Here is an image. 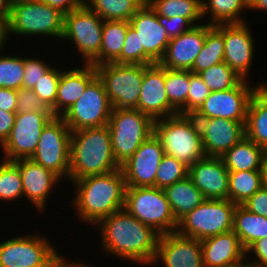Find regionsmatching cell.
<instances>
[{
	"instance_id": "1",
	"label": "cell",
	"mask_w": 267,
	"mask_h": 267,
	"mask_svg": "<svg viewBox=\"0 0 267 267\" xmlns=\"http://www.w3.org/2000/svg\"><path fill=\"white\" fill-rule=\"evenodd\" d=\"M103 249L123 260L142 265L153 263L160 234L143 224L125 208L101 219Z\"/></svg>"
},
{
	"instance_id": "2",
	"label": "cell",
	"mask_w": 267,
	"mask_h": 267,
	"mask_svg": "<svg viewBox=\"0 0 267 267\" xmlns=\"http://www.w3.org/2000/svg\"><path fill=\"white\" fill-rule=\"evenodd\" d=\"M72 182L77 189L73 205L78 218L86 223L97 224L101 219L124 208L126 183L121 169Z\"/></svg>"
},
{
	"instance_id": "3",
	"label": "cell",
	"mask_w": 267,
	"mask_h": 267,
	"mask_svg": "<svg viewBox=\"0 0 267 267\" xmlns=\"http://www.w3.org/2000/svg\"><path fill=\"white\" fill-rule=\"evenodd\" d=\"M120 169L114 158L108 126L72 131L69 180Z\"/></svg>"
},
{
	"instance_id": "4",
	"label": "cell",
	"mask_w": 267,
	"mask_h": 267,
	"mask_svg": "<svg viewBox=\"0 0 267 267\" xmlns=\"http://www.w3.org/2000/svg\"><path fill=\"white\" fill-rule=\"evenodd\" d=\"M154 134L161 141L164 154L188 167L205 157L200 128L193 115L178 113L154 120Z\"/></svg>"
},
{
	"instance_id": "5",
	"label": "cell",
	"mask_w": 267,
	"mask_h": 267,
	"mask_svg": "<svg viewBox=\"0 0 267 267\" xmlns=\"http://www.w3.org/2000/svg\"><path fill=\"white\" fill-rule=\"evenodd\" d=\"M114 158L119 165L154 133V120L137 109L112 108L107 124Z\"/></svg>"
},
{
	"instance_id": "6",
	"label": "cell",
	"mask_w": 267,
	"mask_h": 267,
	"mask_svg": "<svg viewBox=\"0 0 267 267\" xmlns=\"http://www.w3.org/2000/svg\"><path fill=\"white\" fill-rule=\"evenodd\" d=\"M64 13L39 0L12 3L7 35H44L62 38Z\"/></svg>"
},
{
	"instance_id": "7",
	"label": "cell",
	"mask_w": 267,
	"mask_h": 267,
	"mask_svg": "<svg viewBox=\"0 0 267 267\" xmlns=\"http://www.w3.org/2000/svg\"><path fill=\"white\" fill-rule=\"evenodd\" d=\"M236 204L229 199H205L198 207L183 216L176 233L197 240H204L233 230Z\"/></svg>"
},
{
	"instance_id": "8",
	"label": "cell",
	"mask_w": 267,
	"mask_h": 267,
	"mask_svg": "<svg viewBox=\"0 0 267 267\" xmlns=\"http://www.w3.org/2000/svg\"><path fill=\"white\" fill-rule=\"evenodd\" d=\"M124 208L160 235L176 232L178 222L161 188L126 187Z\"/></svg>"
},
{
	"instance_id": "9",
	"label": "cell",
	"mask_w": 267,
	"mask_h": 267,
	"mask_svg": "<svg viewBox=\"0 0 267 267\" xmlns=\"http://www.w3.org/2000/svg\"><path fill=\"white\" fill-rule=\"evenodd\" d=\"M112 108L135 109L140 95L143 65L114 62L95 67Z\"/></svg>"
},
{
	"instance_id": "10",
	"label": "cell",
	"mask_w": 267,
	"mask_h": 267,
	"mask_svg": "<svg viewBox=\"0 0 267 267\" xmlns=\"http://www.w3.org/2000/svg\"><path fill=\"white\" fill-rule=\"evenodd\" d=\"M71 131L64 119L54 116L43 127L36 151L30 158L60 179H69Z\"/></svg>"
},
{
	"instance_id": "11",
	"label": "cell",
	"mask_w": 267,
	"mask_h": 267,
	"mask_svg": "<svg viewBox=\"0 0 267 267\" xmlns=\"http://www.w3.org/2000/svg\"><path fill=\"white\" fill-rule=\"evenodd\" d=\"M112 106L102 80L97 75L77 101L61 116L70 131L106 126Z\"/></svg>"
},
{
	"instance_id": "12",
	"label": "cell",
	"mask_w": 267,
	"mask_h": 267,
	"mask_svg": "<svg viewBox=\"0 0 267 267\" xmlns=\"http://www.w3.org/2000/svg\"><path fill=\"white\" fill-rule=\"evenodd\" d=\"M103 22L85 4L64 14L62 38L76 44L77 50L85 59L84 64H90L100 53Z\"/></svg>"
},
{
	"instance_id": "13",
	"label": "cell",
	"mask_w": 267,
	"mask_h": 267,
	"mask_svg": "<svg viewBox=\"0 0 267 267\" xmlns=\"http://www.w3.org/2000/svg\"><path fill=\"white\" fill-rule=\"evenodd\" d=\"M243 79L236 87L224 91H214L193 114L196 119L224 118L246 123L247 108L250 99L259 85H248Z\"/></svg>"
},
{
	"instance_id": "14",
	"label": "cell",
	"mask_w": 267,
	"mask_h": 267,
	"mask_svg": "<svg viewBox=\"0 0 267 267\" xmlns=\"http://www.w3.org/2000/svg\"><path fill=\"white\" fill-rule=\"evenodd\" d=\"M53 117V113H16L14 126L1 144L5 153L3 160L30 159L36 151L43 127Z\"/></svg>"
},
{
	"instance_id": "15",
	"label": "cell",
	"mask_w": 267,
	"mask_h": 267,
	"mask_svg": "<svg viewBox=\"0 0 267 267\" xmlns=\"http://www.w3.org/2000/svg\"><path fill=\"white\" fill-rule=\"evenodd\" d=\"M129 23L138 33L139 64L159 63L170 39L166 29L159 23L156 12L145 2L131 17Z\"/></svg>"
},
{
	"instance_id": "16",
	"label": "cell",
	"mask_w": 267,
	"mask_h": 267,
	"mask_svg": "<svg viewBox=\"0 0 267 267\" xmlns=\"http://www.w3.org/2000/svg\"><path fill=\"white\" fill-rule=\"evenodd\" d=\"M163 156L161 141L153 133L120 165L126 187H156V173Z\"/></svg>"
},
{
	"instance_id": "17",
	"label": "cell",
	"mask_w": 267,
	"mask_h": 267,
	"mask_svg": "<svg viewBox=\"0 0 267 267\" xmlns=\"http://www.w3.org/2000/svg\"><path fill=\"white\" fill-rule=\"evenodd\" d=\"M46 238L34 235L13 237L0 243V267H34L43 264L56 250Z\"/></svg>"
},
{
	"instance_id": "18",
	"label": "cell",
	"mask_w": 267,
	"mask_h": 267,
	"mask_svg": "<svg viewBox=\"0 0 267 267\" xmlns=\"http://www.w3.org/2000/svg\"><path fill=\"white\" fill-rule=\"evenodd\" d=\"M153 120L178 114L170 105L165 90V67L159 63L143 65L139 100L135 108Z\"/></svg>"
},
{
	"instance_id": "19",
	"label": "cell",
	"mask_w": 267,
	"mask_h": 267,
	"mask_svg": "<svg viewBox=\"0 0 267 267\" xmlns=\"http://www.w3.org/2000/svg\"><path fill=\"white\" fill-rule=\"evenodd\" d=\"M196 120L206 157H222L245 137V123L224 118Z\"/></svg>"
},
{
	"instance_id": "20",
	"label": "cell",
	"mask_w": 267,
	"mask_h": 267,
	"mask_svg": "<svg viewBox=\"0 0 267 267\" xmlns=\"http://www.w3.org/2000/svg\"><path fill=\"white\" fill-rule=\"evenodd\" d=\"M160 259V260H159ZM165 267H204L201 240L174 233L159 236L154 263Z\"/></svg>"
},
{
	"instance_id": "21",
	"label": "cell",
	"mask_w": 267,
	"mask_h": 267,
	"mask_svg": "<svg viewBox=\"0 0 267 267\" xmlns=\"http://www.w3.org/2000/svg\"><path fill=\"white\" fill-rule=\"evenodd\" d=\"M247 25L224 24V62L245 80L254 57V38Z\"/></svg>"
},
{
	"instance_id": "22",
	"label": "cell",
	"mask_w": 267,
	"mask_h": 267,
	"mask_svg": "<svg viewBox=\"0 0 267 267\" xmlns=\"http://www.w3.org/2000/svg\"><path fill=\"white\" fill-rule=\"evenodd\" d=\"M188 176L205 199H228L229 171L221 157H204L189 167Z\"/></svg>"
},
{
	"instance_id": "23",
	"label": "cell",
	"mask_w": 267,
	"mask_h": 267,
	"mask_svg": "<svg viewBox=\"0 0 267 267\" xmlns=\"http://www.w3.org/2000/svg\"><path fill=\"white\" fill-rule=\"evenodd\" d=\"M206 37V25H194L190 30L172 38L159 64L172 70H191L202 50Z\"/></svg>"
},
{
	"instance_id": "24",
	"label": "cell",
	"mask_w": 267,
	"mask_h": 267,
	"mask_svg": "<svg viewBox=\"0 0 267 267\" xmlns=\"http://www.w3.org/2000/svg\"><path fill=\"white\" fill-rule=\"evenodd\" d=\"M13 162L20 169L23 196L28 197L36 208L43 210L50 191L60 178L31 159H18Z\"/></svg>"
},
{
	"instance_id": "25",
	"label": "cell",
	"mask_w": 267,
	"mask_h": 267,
	"mask_svg": "<svg viewBox=\"0 0 267 267\" xmlns=\"http://www.w3.org/2000/svg\"><path fill=\"white\" fill-rule=\"evenodd\" d=\"M204 267H225L242 263L246 250L232 230L201 240Z\"/></svg>"
},
{
	"instance_id": "26",
	"label": "cell",
	"mask_w": 267,
	"mask_h": 267,
	"mask_svg": "<svg viewBox=\"0 0 267 267\" xmlns=\"http://www.w3.org/2000/svg\"><path fill=\"white\" fill-rule=\"evenodd\" d=\"M96 76V68L91 64H85L80 69L76 67L67 72L62 71L55 100V116L61 117L77 101Z\"/></svg>"
},
{
	"instance_id": "27",
	"label": "cell",
	"mask_w": 267,
	"mask_h": 267,
	"mask_svg": "<svg viewBox=\"0 0 267 267\" xmlns=\"http://www.w3.org/2000/svg\"><path fill=\"white\" fill-rule=\"evenodd\" d=\"M245 137L261 148H267V85H259L250 99Z\"/></svg>"
},
{
	"instance_id": "28",
	"label": "cell",
	"mask_w": 267,
	"mask_h": 267,
	"mask_svg": "<svg viewBox=\"0 0 267 267\" xmlns=\"http://www.w3.org/2000/svg\"><path fill=\"white\" fill-rule=\"evenodd\" d=\"M163 190L177 222L205 200L203 193L195 187L189 176Z\"/></svg>"
},
{
	"instance_id": "29",
	"label": "cell",
	"mask_w": 267,
	"mask_h": 267,
	"mask_svg": "<svg viewBox=\"0 0 267 267\" xmlns=\"http://www.w3.org/2000/svg\"><path fill=\"white\" fill-rule=\"evenodd\" d=\"M233 231L246 250L256 240L267 237V218L250 212L243 205H237L234 211Z\"/></svg>"
},
{
	"instance_id": "30",
	"label": "cell",
	"mask_w": 267,
	"mask_h": 267,
	"mask_svg": "<svg viewBox=\"0 0 267 267\" xmlns=\"http://www.w3.org/2000/svg\"><path fill=\"white\" fill-rule=\"evenodd\" d=\"M129 25V21L110 20L103 22L100 53L90 63L91 65L96 67L114 62L120 56Z\"/></svg>"
},
{
	"instance_id": "31",
	"label": "cell",
	"mask_w": 267,
	"mask_h": 267,
	"mask_svg": "<svg viewBox=\"0 0 267 267\" xmlns=\"http://www.w3.org/2000/svg\"><path fill=\"white\" fill-rule=\"evenodd\" d=\"M263 148L244 137L221 158L229 172L260 170Z\"/></svg>"
},
{
	"instance_id": "32",
	"label": "cell",
	"mask_w": 267,
	"mask_h": 267,
	"mask_svg": "<svg viewBox=\"0 0 267 267\" xmlns=\"http://www.w3.org/2000/svg\"><path fill=\"white\" fill-rule=\"evenodd\" d=\"M224 62V24H206V37L190 71L195 74Z\"/></svg>"
},
{
	"instance_id": "33",
	"label": "cell",
	"mask_w": 267,
	"mask_h": 267,
	"mask_svg": "<svg viewBox=\"0 0 267 267\" xmlns=\"http://www.w3.org/2000/svg\"><path fill=\"white\" fill-rule=\"evenodd\" d=\"M146 0H84V4L104 21H129Z\"/></svg>"
},
{
	"instance_id": "34",
	"label": "cell",
	"mask_w": 267,
	"mask_h": 267,
	"mask_svg": "<svg viewBox=\"0 0 267 267\" xmlns=\"http://www.w3.org/2000/svg\"><path fill=\"white\" fill-rule=\"evenodd\" d=\"M249 9V0H202V16L211 13L209 25L244 23L240 12Z\"/></svg>"
},
{
	"instance_id": "35",
	"label": "cell",
	"mask_w": 267,
	"mask_h": 267,
	"mask_svg": "<svg viewBox=\"0 0 267 267\" xmlns=\"http://www.w3.org/2000/svg\"><path fill=\"white\" fill-rule=\"evenodd\" d=\"M262 186L260 170L229 172L228 199L243 205Z\"/></svg>"
},
{
	"instance_id": "36",
	"label": "cell",
	"mask_w": 267,
	"mask_h": 267,
	"mask_svg": "<svg viewBox=\"0 0 267 267\" xmlns=\"http://www.w3.org/2000/svg\"><path fill=\"white\" fill-rule=\"evenodd\" d=\"M157 15L167 18L180 16L192 24L202 16V0H146Z\"/></svg>"
},
{
	"instance_id": "37",
	"label": "cell",
	"mask_w": 267,
	"mask_h": 267,
	"mask_svg": "<svg viewBox=\"0 0 267 267\" xmlns=\"http://www.w3.org/2000/svg\"><path fill=\"white\" fill-rule=\"evenodd\" d=\"M189 70L165 68V90L170 105L179 113L186 114V99L189 90Z\"/></svg>"
},
{
	"instance_id": "38",
	"label": "cell",
	"mask_w": 267,
	"mask_h": 267,
	"mask_svg": "<svg viewBox=\"0 0 267 267\" xmlns=\"http://www.w3.org/2000/svg\"><path fill=\"white\" fill-rule=\"evenodd\" d=\"M198 74L211 92L232 89L243 80L225 62L215 64Z\"/></svg>"
},
{
	"instance_id": "39",
	"label": "cell",
	"mask_w": 267,
	"mask_h": 267,
	"mask_svg": "<svg viewBox=\"0 0 267 267\" xmlns=\"http://www.w3.org/2000/svg\"><path fill=\"white\" fill-rule=\"evenodd\" d=\"M23 197L22 177L13 161L0 163V200L13 201Z\"/></svg>"
},
{
	"instance_id": "40",
	"label": "cell",
	"mask_w": 267,
	"mask_h": 267,
	"mask_svg": "<svg viewBox=\"0 0 267 267\" xmlns=\"http://www.w3.org/2000/svg\"><path fill=\"white\" fill-rule=\"evenodd\" d=\"M189 167L174 158L164 154L156 173V187L164 189L188 176Z\"/></svg>"
},
{
	"instance_id": "41",
	"label": "cell",
	"mask_w": 267,
	"mask_h": 267,
	"mask_svg": "<svg viewBox=\"0 0 267 267\" xmlns=\"http://www.w3.org/2000/svg\"><path fill=\"white\" fill-rule=\"evenodd\" d=\"M23 73L24 58L0 56V87L19 90L22 88Z\"/></svg>"
},
{
	"instance_id": "42",
	"label": "cell",
	"mask_w": 267,
	"mask_h": 267,
	"mask_svg": "<svg viewBox=\"0 0 267 267\" xmlns=\"http://www.w3.org/2000/svg\"><path fill=\"white\" fill-rule=\"evenodd\" d=\"M60 69L51 67L42 75V78L37 81L32 88L39 98L51 109L55 116V100L57 97V89L61 75Z\"/></svg>"
},
{
	"instance_id": "43",
	"label": "cell",
	"mask_w": 267,
	"mask_h": 267,
	"mask_svg": "<svg viewBox=\"0 0 267 267\" xmlns=\"http://www.w3.org/2000/svg\"><path fill=\"white\" fill-rule=\"evenodd\" d=\"M211 91L199 74L192 73L189 76V90L186 99V114L193 115Z\"/></svg>"
},
{
	"instance_id": "44",
	"label": "cell",
	"mask_w": 267,
	"mask_h": 267,
	"mask_svg": "<svg viewBox=\"0 0 267 267\" xmlns=\"http://www.w3.org/2000/svg\"><path fill=\"white\" fill-rule=\"evenodd\" d=\"M17 110L16 113L41 112L52 113L51 109L46 105L39 96L29 88H20L17 90Z\"/></svg>"
},
{
	"instance_id": "45",
	"label": "cell",
	"mask_w": 267,
	"mask_h": 267,
	"mask_svg": "<svg viewBox=\"0 0 267 267\" xmlns=\"http://www.w3.org/2000/svg\"><path fill=\"white\" fill-rule=\"evenodd\" d=\"M52 66L41 59L24 58V75L22 81L23 88L32 89L37 81L42 78V75L47 72Z\"/></svg>"
},
{
	"instance_id": "46",
	"label": "cell",
	"mask_w": 267,
	"mask_h": 267,
	"mask_svg": "<svg viewBox=\"0 0 267 267\" xmlns=\"http://www.w3.org/2000/svg\"><path fill=\"white\" fill-rule=\"evenodd\" d=\"M117 64H139L138 33L130 25L120 56L114 61Z\"/></svg>"
},
{
	"instance_id": "47",
	"label": "cell",
	"mask_w": 267,
	"mask_h": 267,
	"mask_svg": "<svg viewBox=\"0 0 267 267\" xmlns=\"http://www.w3.org/2000/svg\"><path fill=\"white\" fill-rule=\"evenodd\" d=\"M159 23L166 29L169 39L178 37L190 30L194 25L187 19L180 16L167 18L157 15Z\"/></svg>"
},
{
	"instance_id": "48",
	"label": "cell",
	"mask_w": 267,
	"mask_h": 267,
	"mask_svg": "<svg viewBox=\"0 0 267 267\" xmlns=\"http://www.w3.org/2000/svg\"><path fill=\"white\" fill-rule=\"evenodd\" d=\"M243 206L250 212L267 218V186H262Z\"/></svg>"
},
{
	"instance_id": "49",
	"label": "cell",
	"mask_w": 267,
	"mask_h": 267,
	"mask_svg": "<svg viewBox=\"0 0 267 267\" xmlns=\"http://www.w3.org/2000/svg\"><path fill=\"white\" fill-rule=\"evenodd\" d=\"M254 253L257 260L259 261H253L252 263H249L252 266L256 267H267V237L256 240L253 244H251L247 249L246 253Z\"/></svg>"
},
{
	"instance_id": "50",
	"label": "cell",
	"mask_w": 267,
	"mask_h": 267,
	"mask_svg": "<svg viewBox=\"0 0 267 267\" xmlns=\"http://www.w3.org/2000/svg\"><path fill=\"white\" fill-rule=\"evenodd\" d=\"M17 90L0 87V109L16 113Z\"/></svg>"
},
{
	"instance_id": "51",
	"label": "cell",
	"mask_w": 267,
	"mask_h": 267,
	"mask_svg": "<svg viewBox=\"0 0 267 267\" xmlns=\"http://www.w3.org/2000/svg\"><path fill=\"white\" fill-rule=\"evenodd\" d=\"M16 113L0 109V145L7 139L15 123Z\"/></svg>"
},
{
	"instance_id": "52",
	"label": "cell",
	"mask_w": 267,
	"mask_h": 267,
	"mask_svg": "<svg viewBox=\"0 0 267 267\" xmlns=\"http://www.w3.org/2000/svg\"><path fill=\"white\" fill-rule=\"evenodd\" d=\"M46 3L51 7L59 9L62 13L66 14L70 11L78 9L84 5V0H39Z\"/></svg>"
},
{
	"instance_id": "53",
	"label": "cell",
	"mask_w": 267,
	"mask_h": 267,
	"mask_svg": "<svg viewBox=\"0 0 267 267\" xmlns=\"http://www.w3.org/2000/svg\"><path fill=\"white\" fill-rule=\"evenodd\" d=\"M70 263L55 251L43 264L34 267H70Z\"/></svg>"
},
{
	"instance_id": "54",
	"label": "cell",
	"mask_w": 267,
	"mask_h": 267,
	"mask_svg": "<svg viewBox=\"0 0 267 267\" xmlns=\"http://www.w3.org/2000/svg\"><path fill=\"white\" fill-rule=\"evenodd\" d=\"M11 1L10 0H0V20L8 22L10 9H11Z\"/></svg>"
},
{
	"instance_id": "55",
	"label": "cell",
	"mask_w": 267,
	"mask_h": 267,
	"mask_svg": "<svg viewBox=\"0 0 267 267\" xmlns=\"http://www.w3.org/2000/svg\"><path fill=\"white\" fill-rule=\"evenodd\" d=\"M260 175L262 178L263 185L267 186V148H265L262 153Z\"/></svg>"
},
{
	"instance_id": "56",
	"label": "cell",
	"mask_w": 267,
	"mask_h": 267,
	"mask_svg": "<svg viewBox=\"0 0 267 267\" xmlns=\"http://www.w3.org/2000/svg\"><path fill=\"white\" fill-rule=\"evenodd\" d=\"M249 9L267 10V0H249Z\"/></svg>"
},
{
	"instance_id": "57",
	"label": "cell",
	"mask_w": 267,
	"mask_h": 267,
	"mask_svg": "<svg viewBox=\"0 0 267 267\" xmlns=\"http://www.w3.org/2000/svg\"><path fill=\"white\" fill-rule=\"evenodd\" d=\"M7 26L6 22L3 20H0V50L3 49L4 42L7 41Z\"/></svg>"
},
{
	"instance_id": "58",
	"label": "cell",
	"mask_w": 267,
	"mask_h": 267,
	"mask_svg": "<svg viewBox=\"0 0 267 267\" xmlns=\"http://www.w3.org/2000/svg\"><path fill=\"white\" fill-rule=\"evenodd\" d=\"M71 263V265H70V267H90V266H86L85 264H82V263H77L76 264V262H70Z\"/></svg>"
},
{
	"instance_id": "59",
	"label": "cell",
	"mask_w": 267,
	"mask_h": 267,
	"mask_svg": "<svg viewBox=\"0 0 267 267\" xmlns=\"http://www.w3.org/2000/svg\"><path fill=\"white\" fill-rule=\"evenodd\" d=\"M246 263L242 262V263H238L235 265H229V266H225V267H243Z\"/></svg>"
},
{
	"instance_id": "60",
	"label": "cell",
	"mask_w": 267,
	"mask_h": 267,
	"mask_svg": "<svg viewBox=\"0 0 267 267\" xmlns=\"http://www.w3.org/2000/svg\"><path fill=\"white\" fill-rule=\"evenodd\" d=\"M243 267H256V266H252V265H250V264H245Z\"/></svg>"
},
{
	"instance_id": "61",
	"label": "cell",
	"mask_w": 267,
	"mask_h": 267,
	"mask_svg": "<svg viewBox=\"0 0 267 267\" xmlns=\"http://www.w3.org/2000/svg\"><path fill=\"white\" fill-rule=\"evenodd\" d=\"M11 3H15V2H18V1H25V0H10Z\"/></svg>"
}]
</instances>
